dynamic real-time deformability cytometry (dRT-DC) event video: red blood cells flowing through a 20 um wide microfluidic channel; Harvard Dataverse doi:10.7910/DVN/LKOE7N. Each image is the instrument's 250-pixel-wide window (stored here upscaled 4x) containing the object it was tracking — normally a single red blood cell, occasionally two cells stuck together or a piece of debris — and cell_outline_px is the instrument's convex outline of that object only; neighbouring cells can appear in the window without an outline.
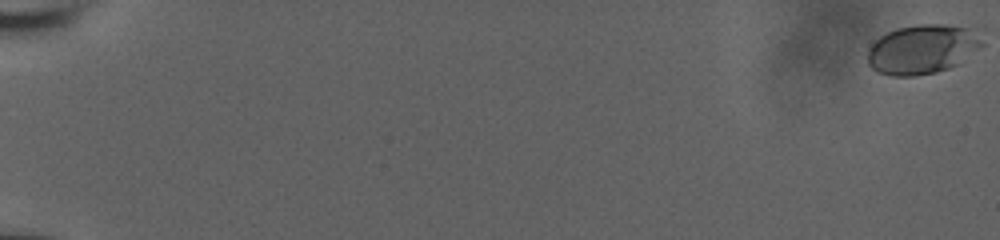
{"species": "human", "species_latin": "Homo sapiens", "temperature_condition": "room temperature", "stored_images_in_passage": 58, "camera_frame_rate_fps": 3000, "um_per_image_px": 0.085, "donor": {"sex": "male"}, "frame": {"image": 1, "passage_image": 1, "time_ms": 0.0, "image_size_px": [1000, 240], "cell_outline_px": [[984, 44], [980, 48], [956, 64], [948, 68], [936, 72], [916, 76], [892, 76], [876, 72], [868, 64], [868, 48], [880, 36], [896, 28], [916, 24], [944, 24], [984, 28]], "centroid_in_image_um": [78.48, 4.14], "position_along_channel_um": 6.5, "area_um2": 33.81}}
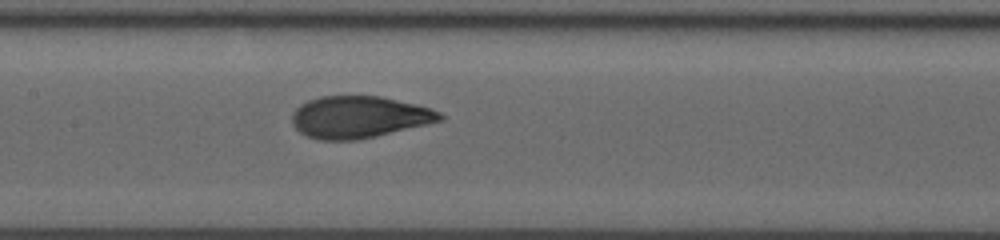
{"frame": {"image": 2, "passage_image": 32, "time_ms": 10.333, "image_size_px": [1000, 240], "cell_outline_px": [[444, 120], [428, 124], [376, 136], [356, 140], [320, 140], [308, 136], [300, 132], [292, 124], [292, 112], [300, 104], [308, 100], [320, 96], [380, 96], [416, 104], [432, 108], [440, 112], [444, 116]], "centroid_in_image_um": [30.53, 9.95], "position_along_channel_um": 176.9, "area_um2": 36.24}}
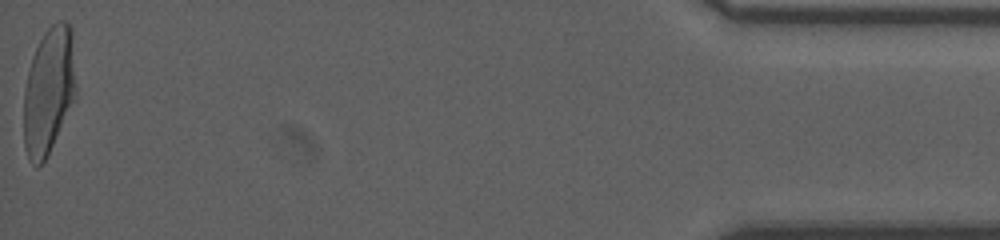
{"frame": {"image": 3, "passage_image": 58, "time_ms": 19.0, "image_size_px": [1000, 240], "cell_outline_px": [[76, 96], [44, 160], [40, 164], [32, 164], [28, 160], [24, 144], [24, 88], [32, 56], [44, 32], [52, 24], [60, 20], [64, 20], [72, 28], [76, 88]], "centroid_in_image_um": [4.14, 7.66], "position_along_channel_um": 431.1, "area_um2": 38.32}, "authors_computed_cell_mechanics": {"area_um2": 35.7493, "velocity_mm_per_s": 3.9254, "shape_relaxation_time_tau1_ms": 5.9842, "shape_relaxation_time_tau2_ms": null, "deformation_change_tau1": 0.2386, "deformation_change_tau2": null}}